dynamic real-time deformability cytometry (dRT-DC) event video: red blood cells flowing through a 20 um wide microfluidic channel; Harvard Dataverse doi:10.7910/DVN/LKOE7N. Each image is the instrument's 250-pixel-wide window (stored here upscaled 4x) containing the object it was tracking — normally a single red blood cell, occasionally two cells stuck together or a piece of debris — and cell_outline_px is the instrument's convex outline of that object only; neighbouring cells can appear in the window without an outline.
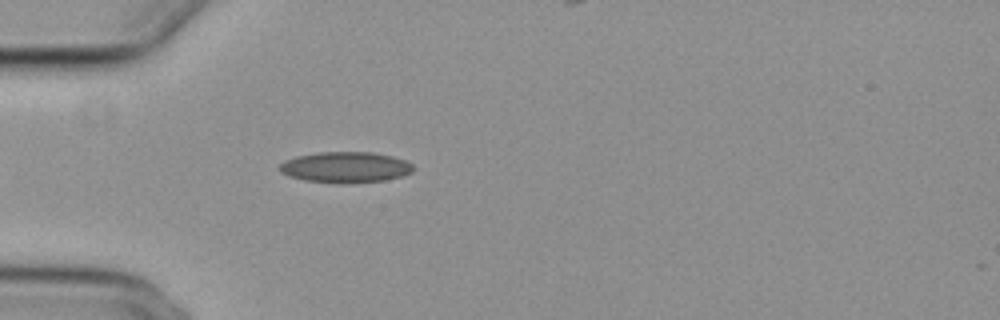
{"species": "common noctule bat (a hibernating species)", "species_latin": "Nyctalus noctula", "temperature_condition": "cold", "stored_images_in_passage": 35, "camera_frame_rate_fps": 3000, "um_per_image_px": 0.085, "animal": {"sex": "female", "body_mass_g": 29.2, "forearm_length_mm": 56.3}, "frame": {"image": 1, "passage_image": 3, "time_ms": 0.667, "image_size_px": [1000, 320], "cell_outline_px": [[412, 172], [404, 176], [384, 180], [348, 184], [340, 184], [304, 180], [288, 176], [280, 172], [280, 164], [284, 160], [296, 156], [316, 152], [372, 152], [392, 156], [404, 160], [412, 164]], "centroid_in_image_um": [29.34, 14.22], "position_along_channel_um": 55.7, "area_um2": 24.28}}
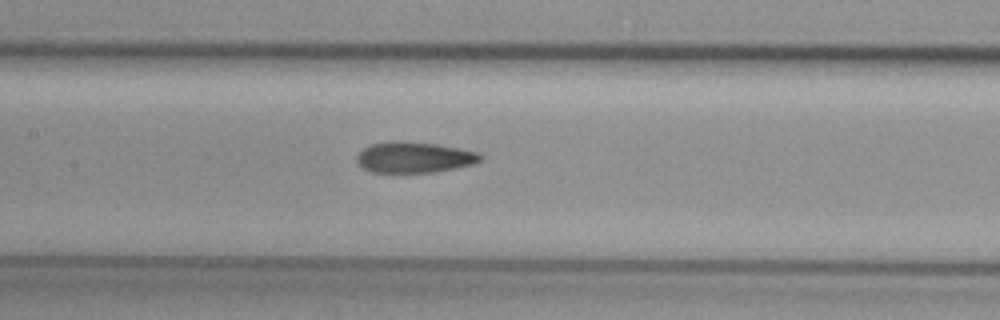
{"frame": {"image": 2, "passage_image": 13, "time_ms": 4.0, "image_size_px": [1000, 320], "cell_outline_px": [[484, 156], [480, 160], [472, 164], [456, 168], [432, 172], [372, 172], [364, 168], [356, 160], [356, 156], [364, 148], [372, 144], [392, 140], [400, 140], [436, 144], [460, 148], [480, 152]], "centroid_in_image_um": [35.23, 13.36], "position_along_channel_um": 172.2, "area_um2": 22.25}}
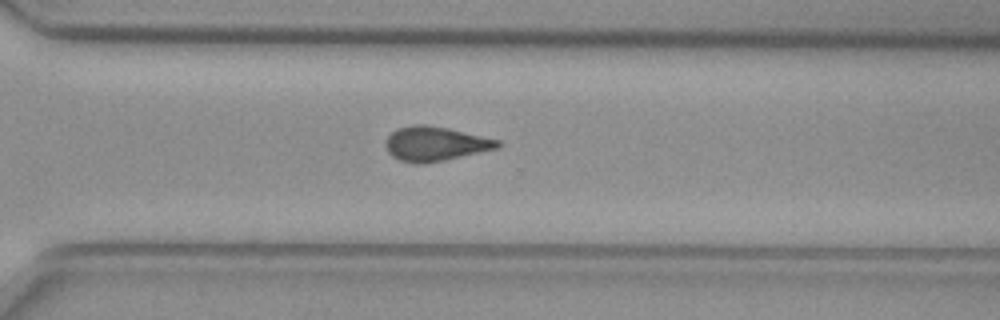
{"frame": {"image": 3, "passage_image": 26, "time_ms": 8.333, "image_size_px": [1000, 320], "cell_outline_px": [[500, 148], [444, 160], [424, 164], [416, 164], [400, 160], [392, 156], [388, 152], [384, 144], [388, 136], [396, 128], [412, 124], [428, 124], [448, 128], [500, 140]], "centroid_in_image_um": [36.98, 12.21], "position_along_channel_um": 333.6, "area_um2": 22.66}}